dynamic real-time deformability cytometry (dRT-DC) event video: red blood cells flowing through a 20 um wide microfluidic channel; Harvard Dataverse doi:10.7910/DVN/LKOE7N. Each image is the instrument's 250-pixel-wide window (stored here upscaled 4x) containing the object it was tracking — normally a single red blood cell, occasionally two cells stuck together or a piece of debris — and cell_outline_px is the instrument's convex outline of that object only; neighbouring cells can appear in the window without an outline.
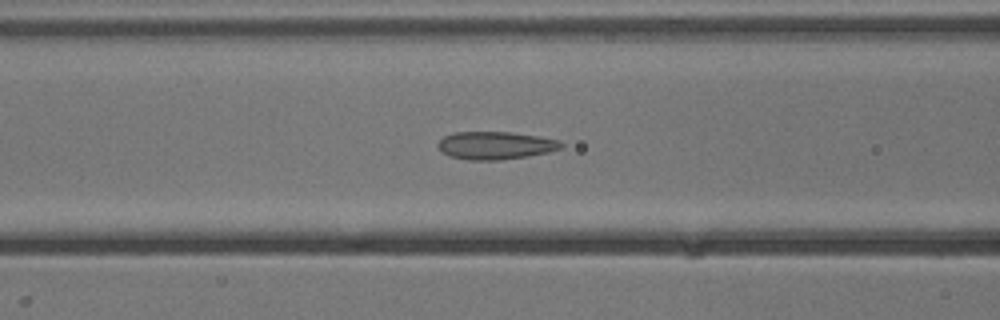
{"species": "common noctule bat (a hibernating species)", "species_latin": "Nyctalus noctula", "temperature_condition": "cold", "stored_images_in_passage": 54, "camera_frame_rate_fps": 3000, "um_per_image_px": 0.085, "animal": {"sex": "male", "body_mass_g": 13.3}, "frame": {"image": 1, "passage_image": 22, "time_ms": 7.0, "image_size_px": [1000, 320], "cell_outline_px": [[564, 148], [548, 152], [528, 156], [500, 160], [468, 160], [448, 156], [436, 144], [444, 136], [456, 132], [512, 132], [560, 140], [564, 144]], "centroid_in_image_um": [42.14, 12.36], "position_along_channel_um": 124.5, "area_um2": 20.0}}
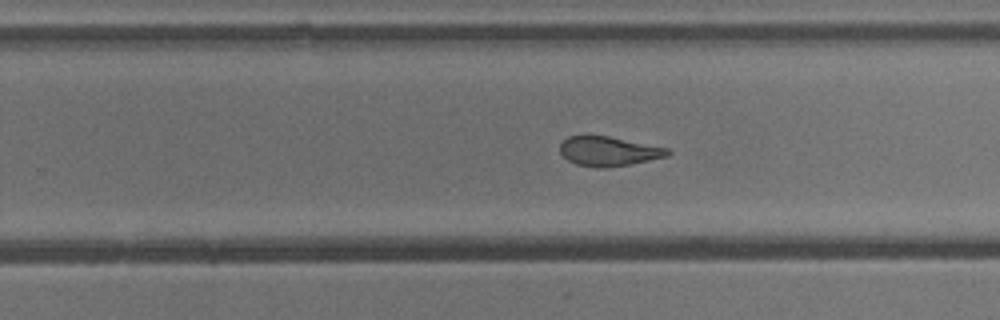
{"frame": {"image": 2, "passage_image": 34, "time_ms": 11.0, "image_size_px": [1000, 320], "cell_outline_px": [[672, 152], [668, 156], [632, 164], [604, 168], [600, 168], [576, 164], [568, 160], [560, 152], [560, 144], [568, 136], [608, 136], [668, 148]], "centroid_in_image_um": [51.75, 12.86], "position_along_channel_um": 278.0, "area_um2": 18.38}}
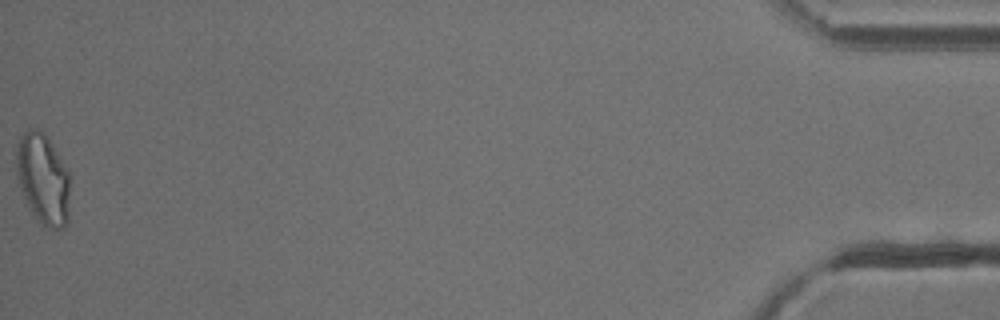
{"frame": {"image": 3, "passage_image": 54, "time_ms": 17.667, "image_size_px": [1000, 320], "cell_outline_px": [[68, 224], [64, 228], [48, 228], [36, 220], [28, 208], [20, 188], [16, 176], [16, 144], [20, 136], [28, 128], [36, 128], [44, 132], [68, 172]], "centroid_in_image_um": [3.61, 15.22], "position_along_channel_um": 431.6, "area_um2": 28.44}, "authors_computed_cell_mechanics": {"area_um2": 20.9236, "velocity_mm_per_s": 3.8446, "shape_relaxation_time_tau1_ms": 4.4408, "shape_relaxation_time_tau2_ms": 1.0099, "deformation_change_tau1": 0.1433, "deformation_change_tau2": 0.0893}}